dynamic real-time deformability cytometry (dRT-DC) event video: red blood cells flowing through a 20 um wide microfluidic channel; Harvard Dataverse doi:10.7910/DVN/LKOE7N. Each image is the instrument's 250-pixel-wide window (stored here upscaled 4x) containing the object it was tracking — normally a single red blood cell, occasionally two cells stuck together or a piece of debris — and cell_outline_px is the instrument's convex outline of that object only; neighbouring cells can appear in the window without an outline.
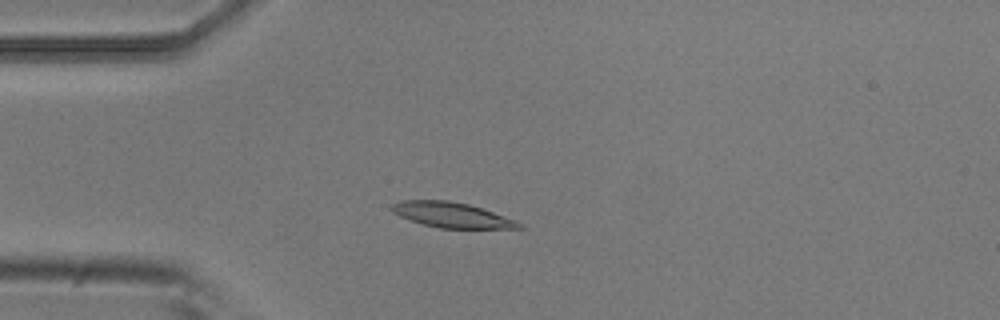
{"species": "common noctule bat (a hibernating species)", "species_latin": "Nyctalus noctula", "temperature_condition": "room temperature", "stored_images_in_passage": 3, "camera_frame_rate_fps": 3000, "um_per_image_px": 0.085, "animal": {"sex": "male", "body_mass_g": 20.5, "forearm_length_mm": 52.5}, "frame": {"image": 1, "passage_image": 3, "time_ms": 0.667, "image_size_px": [1000, 320], "cell_outline_px": [[524, 228], [440, 228], [424, 224], [400, 216], [392, 212], [388, 208], [392, 204], [400, 200], [448, 200], [468, 204], [516, 220], [524, 224]], "centroid_in_image_um": [38.38, 18.26], "position_along_channel_um": 46.6, "area_um2": 18.55}}